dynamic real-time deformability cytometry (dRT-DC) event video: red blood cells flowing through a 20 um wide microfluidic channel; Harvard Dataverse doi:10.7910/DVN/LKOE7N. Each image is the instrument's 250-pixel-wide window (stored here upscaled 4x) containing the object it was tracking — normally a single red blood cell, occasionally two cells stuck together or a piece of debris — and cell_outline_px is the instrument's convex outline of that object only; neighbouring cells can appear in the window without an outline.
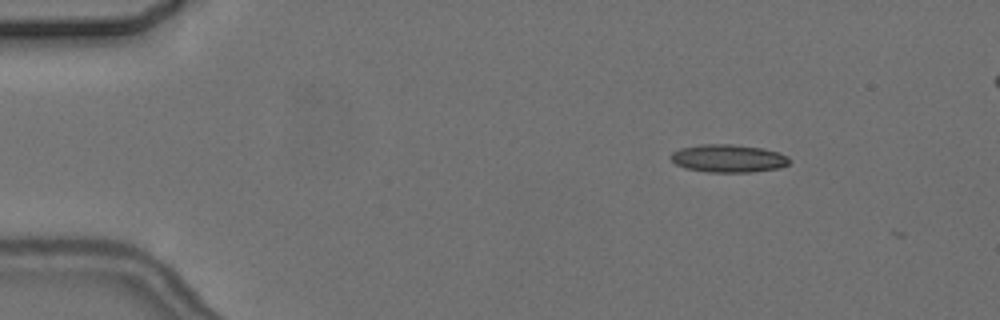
{"species": "common noctule bat (a hibernating species)", "species_latin": "Nyctalus noctula", "temperature_condition": "cold", "stored_images_in_passage": 4, "camera_frame_rate_fps": 3000, "um_per_image_px": 0.085, "animal": {"sex": "female", "body_mass_g": 24.6, "forearm_length_mm": 56.2}, "frame": {"image": 1, "passage_image": 2, "time_ms": 1.667, "image_size_px": [1000, 320], "cell_outline_px": [[788, 164], [780, 168], [752, 172], [708, 172], [684, 168], [676, 164], [672, 160], [672, 152], [680, 148], [704, 144], [732, 144], [764, 148], [780, 152], [788, 156]], "centroid_in_image_um": [61.93, 13.46], "position_along_channel_um": 23.1, "area_um2": 19.31}}